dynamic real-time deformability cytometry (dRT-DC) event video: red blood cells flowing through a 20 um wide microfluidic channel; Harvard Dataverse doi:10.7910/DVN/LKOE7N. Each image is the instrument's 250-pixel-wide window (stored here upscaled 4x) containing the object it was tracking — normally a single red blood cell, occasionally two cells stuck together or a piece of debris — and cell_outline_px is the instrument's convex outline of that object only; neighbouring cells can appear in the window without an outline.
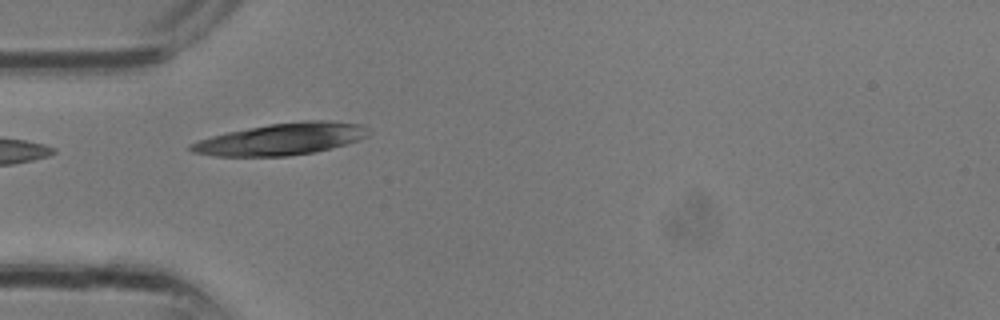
{"species": "common noctule bat (a hibernating species)", "species_latin": "Nyctalus noctula", "temperature_condition": "room temperature", "stored_images_in_passage": 23, "camera_frame_rate_fps": 3000, "um_per_image_px": 0.085, "animal": {"sex": "male", "body_mass_g": 13.3}, "frame": {"image": 1, "passage_image": 1, "time_ms": 0.0, "image_size_px": [1000, 320], "cell_outline_px": [[372, 132], [368, 136], [332, 148], [316, 152], [288, 156], [212, 156], [192, 152], [188, 148], [188, 144], [212, 136], [228, 132], [268, 124], [304, 120], [328, 120], [360, 124], [368, 128]], "centroid_in_image_um": [23.92, 11.82], "position_along_channel_um": 61.1, "area_um2": 33.0}}
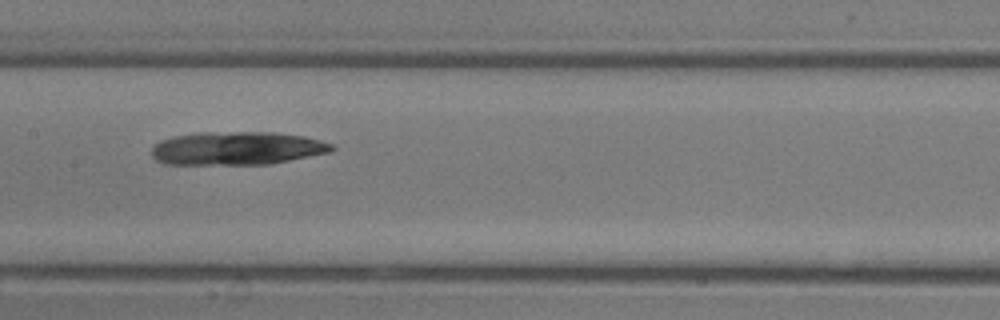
{"frame": {"image": 2, "passage_image": 7, "time_ms": 2.0, "image_size_px": [1000, 320], "cell_outline_px": [[336, 148], [332, 152], [268, 164], [164, 164], [156, 160], [152, 156], [152, 148], [160, 140], [176, 136], [200, 132], [276, 132], [304, 136], [332, 144]], "centroid_in_image_um": [20.15, 12.6], "position_along_channel_um": 187.2, "area_um2": 34.91}}
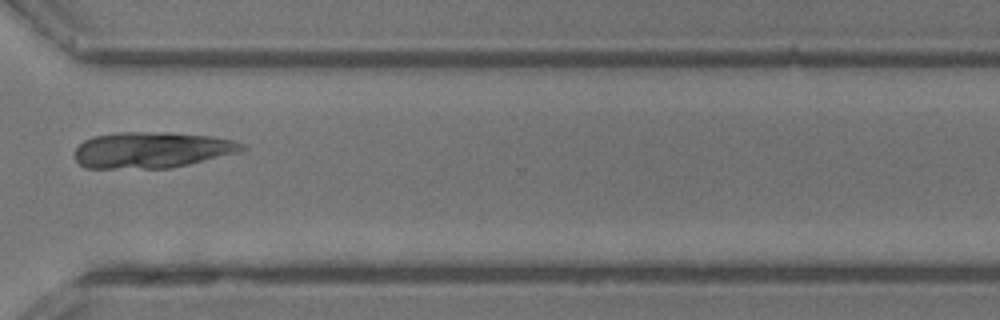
{"frame": {"image": 3, "passage_image": 15, "time_ms": 4.667, "image_size_px": [1000, 320], "cell_outline_px": [[248, 148], [240, 152], [188, 164], [168, 168], [84, 168], [76, 160], [76, 148], [84, 140], [92, 136], [120, 132], [168, 132], [212, 136], [232, 140], [244, 144]], "centroid_in_image_um": [12.91, 12.74], "position_along_channel_um": 357.7, "area_um2": 35.2}}